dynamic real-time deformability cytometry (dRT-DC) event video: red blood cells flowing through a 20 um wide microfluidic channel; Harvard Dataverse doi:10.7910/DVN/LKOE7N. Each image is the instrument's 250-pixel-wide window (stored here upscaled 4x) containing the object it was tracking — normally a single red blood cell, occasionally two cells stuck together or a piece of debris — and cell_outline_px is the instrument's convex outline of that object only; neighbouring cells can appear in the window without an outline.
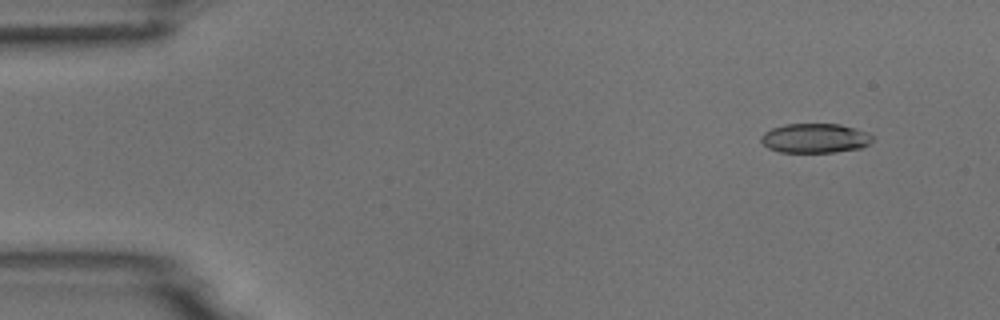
{"species": "common noctule bat (a hibernating species)", "species_latin": "Nyctalus noctula", "temperature_condition": "room temperature", "stored_images_in_passage": 6, "camera_frame_rate_fps": 3000, "um_per_image_px": 0.085, "animal": {"sex": "male", "body_mass_g": 18.8}, "frame": {"image": 1, "passage_image": 2, "time_ms": 1.333, "image_size_px": [1000, 320], "cell_outline_px": [[872, 140], [868, 144], [860, 148], [836, 152], [780, 152], [768, 148], [760, 140], [760, 136], [764, 132], [772, 128], [784, 124], [840, 124], [856, 128], [868, 132], [872, 136]], "centroid_in_image_um": [69.26, 11.74], "position_along_channel_um": 15.7, "area_um2": 19.19}}
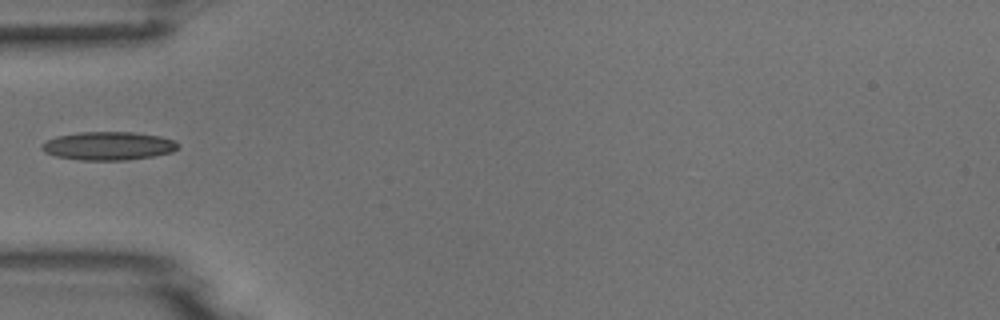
{"frame": {"image": 2, "passage_image": 5, "time_ms": 5.667, "image_size_px": [1000, 320], "cell_outline_px": [[180, 148], [172, 152], [152, 156], [128, 160], [80, 160], [56, 156], [44, 152], [40, 148], [40, 144], [56, 136], [80, 132], [136, 132], [160, 136], [176, 140], [180, 144]], "centroid_in_image_um": [9.24, 12.4], "position_along_channel_um": 75.8, "area_um2": 22.77}}